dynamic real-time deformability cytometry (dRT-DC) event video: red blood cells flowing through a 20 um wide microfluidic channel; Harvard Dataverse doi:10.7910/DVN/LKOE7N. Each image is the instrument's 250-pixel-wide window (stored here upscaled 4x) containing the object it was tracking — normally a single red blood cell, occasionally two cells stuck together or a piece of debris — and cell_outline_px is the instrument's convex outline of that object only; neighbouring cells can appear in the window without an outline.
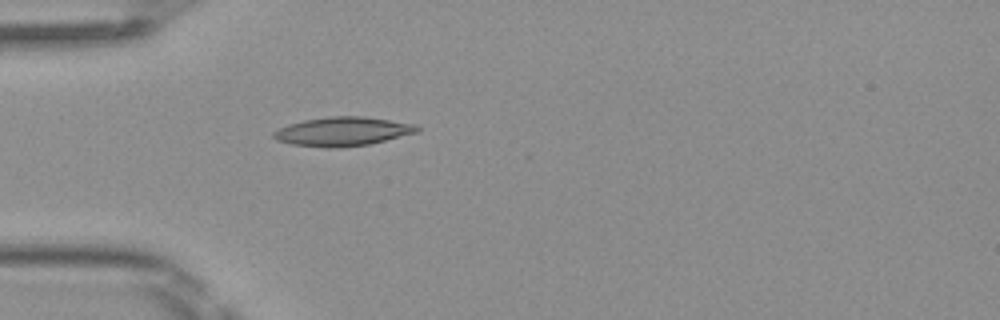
{"species": "Egyptian fruit bat (a non-hibernating species)", "species_latin": "Rousettus aegyptiacus", "temperature_condition": "room temperature", "stored_images_in_passage": 1, "camera_frame_rate_fps": 3000, "um_per_image_px": 0.085, "frame": {"image": 1, "passage_image": 1, "time_ms": 0.0, "image_size_px": [1000, 320], "cell_outline_px": [[420, 128], [416, 132], [368, 144], [340, 148], [328, 148], [292, 144], [276, 140], [272, 136], [272, 132], [288, 124], [304, 120], [328, 116], [364, 116], [416, 124]], "centroid_in_image_um": [29.08, 11.17], "position_along_channel_um": 55.9, "area_um2": 24.1}}